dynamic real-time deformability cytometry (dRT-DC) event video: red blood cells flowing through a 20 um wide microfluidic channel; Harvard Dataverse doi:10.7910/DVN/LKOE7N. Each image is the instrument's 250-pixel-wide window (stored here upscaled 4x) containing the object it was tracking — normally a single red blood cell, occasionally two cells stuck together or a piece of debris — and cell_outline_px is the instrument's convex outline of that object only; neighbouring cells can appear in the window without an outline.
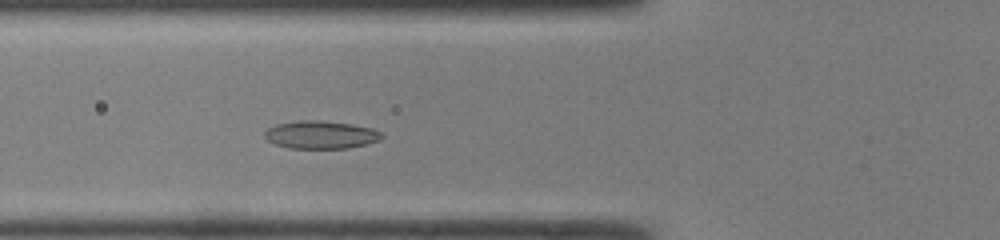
{"species": "common noctule bat (a hibernating species)", "species_latin": "Nyctalus noctula", "temperature_condition": "room temperature", "stored_images_in_passage": 41, "camera_frame_rate_fps": 3000, "um_per_image_px": 0.085, "animal": {"sex": "male", "body_mass_g": 19.0, "forearm_length_mm": 50.8}, "frame": {"image": 1, "passage_image": 11, "time_ms": 3.333, "image_size_px": [1000, 240], "cell_outline_px": [[384, 136], [380, 140], [348, 148], [288, 148], [276, 144], [268, 140], [264, 136], [264, 132], [268, 128], [276, 124], [300, 120], [320, 120], [352, 124], [372, 128], [380, 132]], "centroid_in_image_um": [27.26, 11.45], "position_along_channel_um": 98.5, "area_um2": 18.96}}
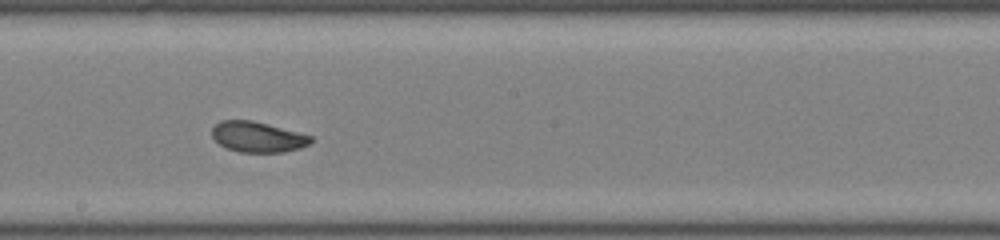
{"frame": {"image": 2, "passage_image": 20, "time_ms": 6.333, "image_size_px": [1000, 240], "cell_outline_px": [[312, 140], [308, 144], [300, 148], [284, 152], [240, 152], [228, 148], [220, 144], [212, 136], [212, 128], [220, 120], [252, 120], [268, 124], [312, 136]], "centroid_in_image_um": [21.89, 11.63], "position_along_channel_um": 226.3, "area_um2": 17.4}}
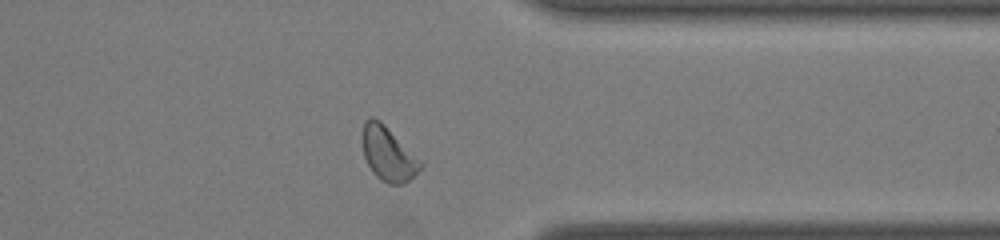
{"frame": {"image": 3, "passage_image": 31, "time_ms": 10.0, "image_size_px": [1000, 240], "cell_outline_px": [[424, 168], [404, 184], [388, 184], [380, 180], [372, 172], [364, 156], [360, 140], [360, 136], [364, 120], [368, 116], [372, 116], [380, 120], [424, 160]], "centroid_in_image_um": [33.01, 13.05], "position_along_channel_um": 378.4, "area_um2": 19.36}, "authors_computed_cell_mechanics": {"area_um2": 18.496, "velocity_mm_per_s": 4.2698, "shape_relaxation_time_tau1_ms": 2.4802, "shape_relaxation_time_tau2_ms": 1.4776, "deformation_change_tau1": 0.094, "deformation_change_tau2": 0.0591}}